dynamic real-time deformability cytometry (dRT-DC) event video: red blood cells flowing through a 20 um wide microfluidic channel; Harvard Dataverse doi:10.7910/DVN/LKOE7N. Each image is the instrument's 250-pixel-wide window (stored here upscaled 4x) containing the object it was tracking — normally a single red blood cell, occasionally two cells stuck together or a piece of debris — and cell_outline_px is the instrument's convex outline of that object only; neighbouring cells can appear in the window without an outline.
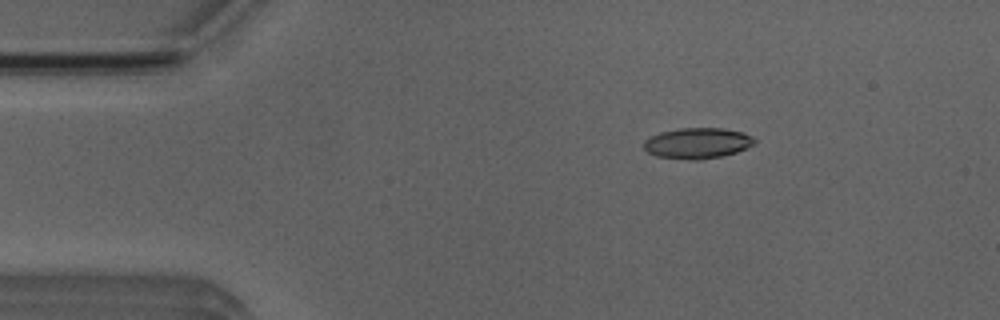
{"species": "Egyptian fruit bat (a non-hibernating species)", "species_latin": "Rousettus aegyptiacus", "temperature_condition": "room temperature", "stored_images_in_passage": 51, "camera_frame_rate_fps": 3000, "um_per_image_px": 0.085, "animal": {"sex": "male"}, "frame": {"image": 1, "passage_image": 8, "time_ms": 2.333, "image_size_px": [1000, 320], "cell_outline_px": [[756, 140], [752, 144], [736, 152], [720, 156], [700, 160], [692, 160], [656, 156], [648, 152], [644, 148], [644, 140], [660, 132], [680, 128], [720, 128], [744, 132], [752, 136]], "centroid_in_image_um": [59.26, 12.16], "position_along_channel_um": 25.7, "area_um2": 19.65}}
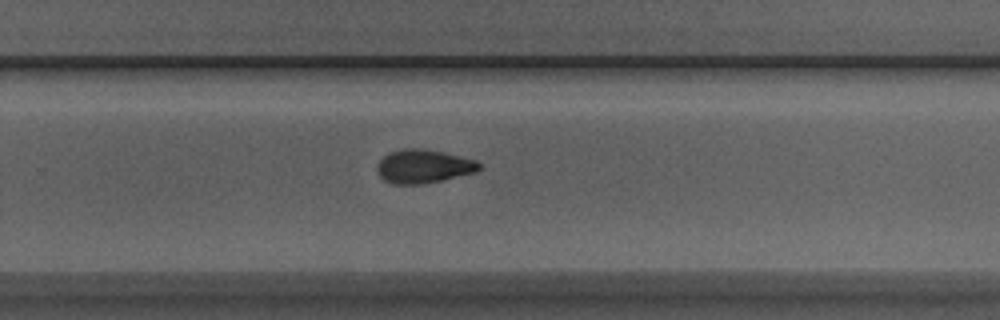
{"frame": {"image": 2, "passage_image": 33, "time_ms": 10.667, "image_size_px": [1000, 320], "cell_outline_px": [[480, 168], [476, 172], [440, 180], [420, 184], [392, 184], [384, 180], [380, 176], [376, 168], [376, 164], [388, 152], [404, 148], [420, 148], [444, 152], [476, 160], [480, 164]], "centroid_in_image_um": [35.96, 14.13], "position_along_channel_um": 293.8, "area_um2": 19.94}}
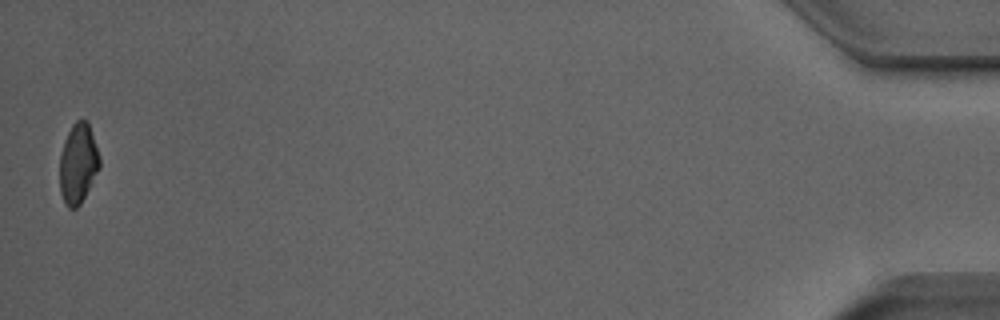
{"frame": {"image": 3, "passage_image": 51, "time_ms": 16.667, "image_size_px": [1000, 320], "cell_outline_px": [[100, 168], [80, 204], [76, 208], [68, 208], [64, 204], [60, 192], [60, 156], [64, 140], [72, 124], [76, 120], [88, 120], [100, 156]], "centroid_in_image_um": [6.64, 13.89], "position_along_channel_um": 428.6, "area_um2": 18.73}, "authors_computed_cell_mechanics": {"area_um2": 19.7098, "velocity_mm_per_s": 3.935, "shape_relaxation_time_tau1_ms": null, "shape_relaxation_time_tau2_ms": 5.4606, "deformation_change_tau1": null, "deformation_change_tau2": 0.1222}}